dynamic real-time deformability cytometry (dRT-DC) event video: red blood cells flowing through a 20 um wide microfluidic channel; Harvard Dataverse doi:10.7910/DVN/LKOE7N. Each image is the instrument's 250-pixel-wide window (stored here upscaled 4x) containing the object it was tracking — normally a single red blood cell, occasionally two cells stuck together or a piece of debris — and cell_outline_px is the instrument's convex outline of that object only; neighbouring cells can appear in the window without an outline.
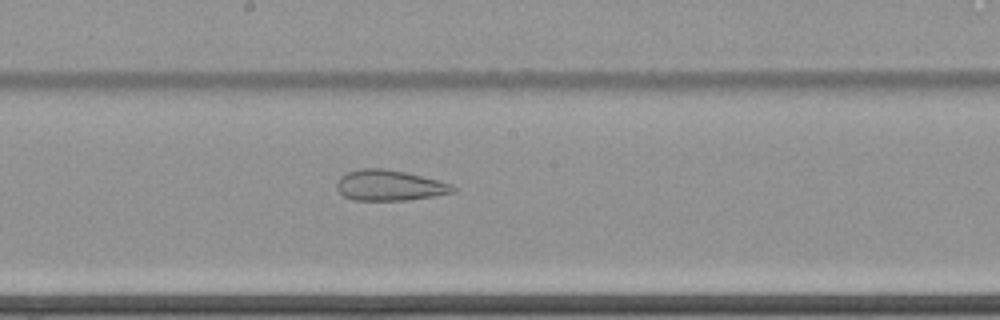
{"species": "common noctule bat (a hibernating species)", "species_latin": "Nyctalus noctula", "temperature_condition": "cold", "stored_images_in_passage": 49, "camera_frame_rate_fps": 3000, "um_per_image_px": 0.085, "animal": {"sex": "female", "body_mass_g": 22.7, "forearm_length_mm": 54.2}, "frame": {"image": 1, "passage_image": 23, "time_ms": 7.333, "image_size_px": [1000, 320], "cell_outline_px": [[456, 192], [436, 196], [408, 200], [352, 200], [344, 196], [336, 188], [336, 180], [340, 176], [348, 172], [360, 168], [384, 168], [404, 172], [452, 184], [456, 188]], "centroid_in_image_um": [33.09, 15.76], "position_along_channel_um": 215.1, "area_um2": 20.81}}
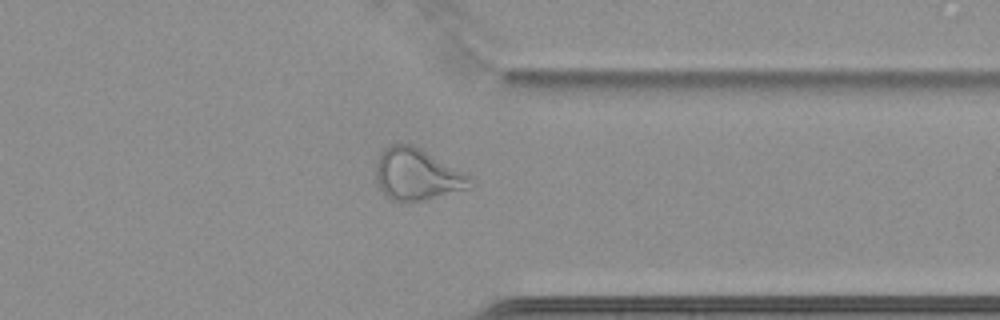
{"frame": {"image": 2, "passage_image": 37, "time_ms": 12.0, "image_size_px": [1000, 320], "cell_outline_px": [[476, 184], [472, 188], [424, 200], [400, 204], [392, 200], [380, 188], [376, 180], [376, 164], [380, 152], [384, 148], [392, 144], [412, 144], [420, 148], [468, 176]], "centroid_in_image_um": [35.42, 14.86], "position_along_channel_um": 376.0, "area_um2": 28.32}}
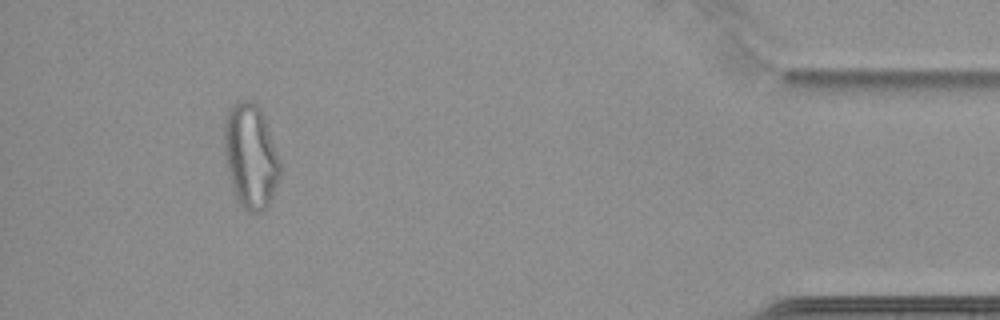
{"frame": {"image": 3, "passage_image": 45, "time_ms": 14.667, "image_size_px": [1000, 320], "cell_outline_px": [[280, 176], [272, 196], [268, 204], [260, 212], [248, 212], [236, 200], [232, 188], [228, 172], [224, 152], [224, 120], [232, 104], [240, 100], [252, 100], [260, 108], [264, 116], [280, 160]], "centroid_in_image_um": [21.29, 13.25], "position_along_channel_um": 413.9, "area_um2": 34.04}, "authors_computed_cell_mechanics": {"area_um2": 27.5128, "velocity_mm_per_s": 3.469, "shape_relaxation_time_tau1_ms": null, "shape_relaxation_time_tau2_ms": 2.1586, "deformation_change_tau1": null, "deformation_change_tau2": 0.1109}}